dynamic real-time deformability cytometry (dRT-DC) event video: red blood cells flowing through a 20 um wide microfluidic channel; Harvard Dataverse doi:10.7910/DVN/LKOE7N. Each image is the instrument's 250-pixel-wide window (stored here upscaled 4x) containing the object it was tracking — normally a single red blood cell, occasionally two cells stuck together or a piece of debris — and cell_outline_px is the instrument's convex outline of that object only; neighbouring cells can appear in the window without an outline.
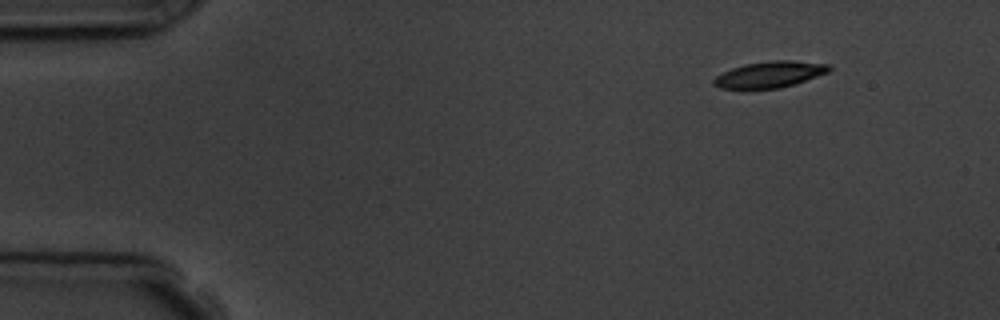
{"species": "common noctule bat (a hibernating species)", "species_latin": "Nyctalus noctula", "temperature_condition": "room temperature", "stored_images_in_passage": 4, "camera_frame_rate_fps": 3000, "um_per_image_px": 0.085, "animal": {"sex": "male", "body_mass_g": 19.5, "forearm_length_mm": 54.6}, "frame": {"image": 1, "passage_image": 1, "time_ms": 0.0, "image_size_px": [1000, 320], "cell_outline_px": [[832, 68], [828, 72], [780, 88], [720, 88], [712, 84], [712, 80], [716, 76], [732, 68], [744, 64], [772, 60], [792, 60], [832, 64]], "centroid_in_image_um": [65.44, 6.31], "position_along_channel_um": 19.6, "area_um2": 17.46}}
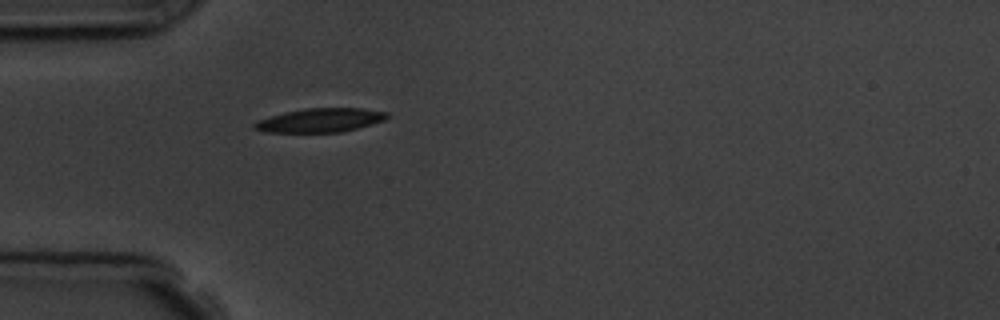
{"frame": {"image": 2, "passage_image": 4, "time_ms": 3.333, "image_size_px": [1000, 320], "cell_outline_px": [[388, 116], [384, 120], [372, 124], [340, 132], [268, 132], [252, 128], [252, 124], [260, 120], [284, 112], [304, 108], [364, 108], [388, 112]], "centroid_in_image_um": [27.24, 10.21], "position_along_channel_um": 57.8, "area_um2": 18.32}}